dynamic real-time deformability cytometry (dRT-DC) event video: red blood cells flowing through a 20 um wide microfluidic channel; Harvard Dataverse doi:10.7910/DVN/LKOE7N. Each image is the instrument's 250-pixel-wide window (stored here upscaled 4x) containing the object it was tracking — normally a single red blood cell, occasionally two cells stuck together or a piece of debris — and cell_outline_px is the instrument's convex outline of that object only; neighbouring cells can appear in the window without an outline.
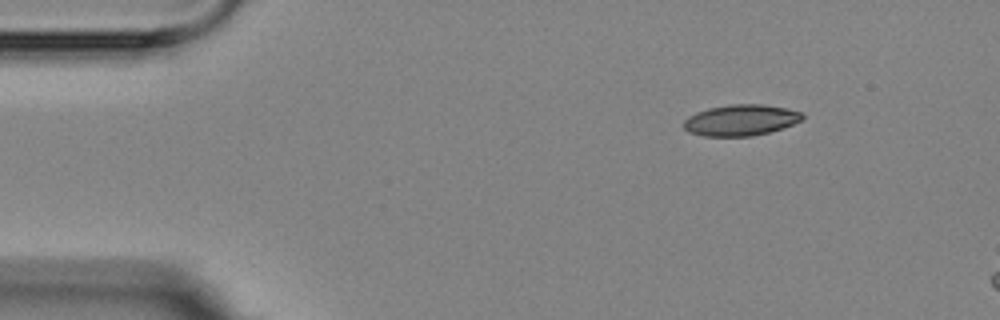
{"species": "Egyptian fruit bat (a non-hibernating species)", "species_latin": "Rousettus aegyptiacus", "temperature_condition": "room temperature", "stored_images_in_passage": 16, "camera_frame_rate_fps": 3000, "um_per_image_px": 0.085, "animal": {"sex": "female"}, "frame": {"image": 1, "passage_image": 1, "time_ms": 0.0, "image_size_px": [1000, 320], "cell_outline_px": [[804, 116], [800, 120], [784, 128], [752, 136], [704, 136], [688, 132], [684, 128], [684, 120], [688, 116], [696, 112], [708, 108], [728, 104], [760, 104], [784, 108], [804, 112]], "centroid_in_image_um": [62.95, 10.21], "position_along_channel_um": 22.1, "area_um2": 21.5}}
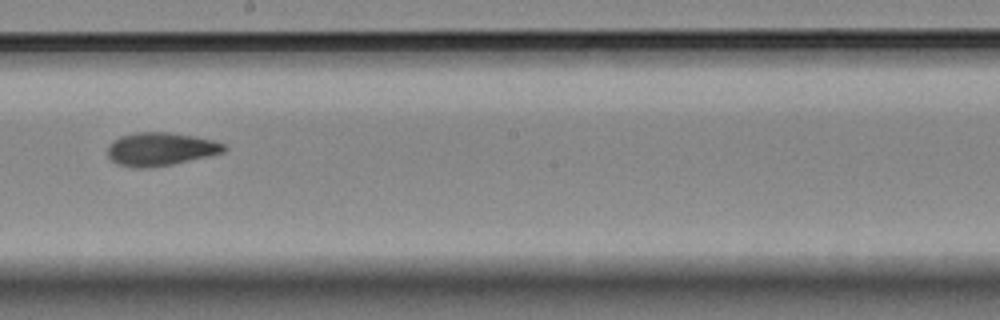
{"frame": {"image": 2, "passage_image": 8, "time_ms": 8.0, "image_size_px": [1000, 320], "cell_outline_px": [[228, 148], [224, 152], [208, 156], [172, 164], [148, 168], [140, 168], [116, 164], [108, 156], [108, 148], [112, 140], [120, 136], [136, 132], [168, 132], [192, 136], [212, 140], [224, 144]], "centroid_in_image_um": [13.63, 12.67], "position_along_channel_um": 234.6, "area_um2": 22.43}}
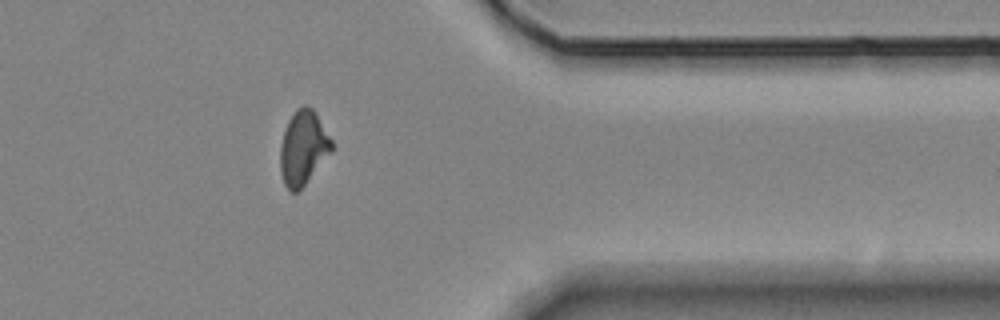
{"frame": {"image": 3, "passage_image": 12, "time_ms": 12.667, "image_size_px": [1000, 320], "cell_outline_px": [[332, 152], [304, 184], [296, 192], [292, 192], [284, 184], [280, 172], [280, 148], [284, 132], [288, 120], [296, 108], [304, 104], [312, 108], [316, 112], [332, 140]], "centroid_in_image_um": [25.77, 12.53], "position_along_channel_um": 385.6, "area_um2": 22.14}, "authors_computed_cell_mechanics": {"area_um2": 22.0218, "velocity_mm_per_s": 3.554, "shape_relaxation_time_tau1_ms": 5.7607, "shape_relaxation_time_tau2_ms": 1.7229, "deformation_change_tau1": 0.1406, "deformation_change_tau2": 0.0569}}